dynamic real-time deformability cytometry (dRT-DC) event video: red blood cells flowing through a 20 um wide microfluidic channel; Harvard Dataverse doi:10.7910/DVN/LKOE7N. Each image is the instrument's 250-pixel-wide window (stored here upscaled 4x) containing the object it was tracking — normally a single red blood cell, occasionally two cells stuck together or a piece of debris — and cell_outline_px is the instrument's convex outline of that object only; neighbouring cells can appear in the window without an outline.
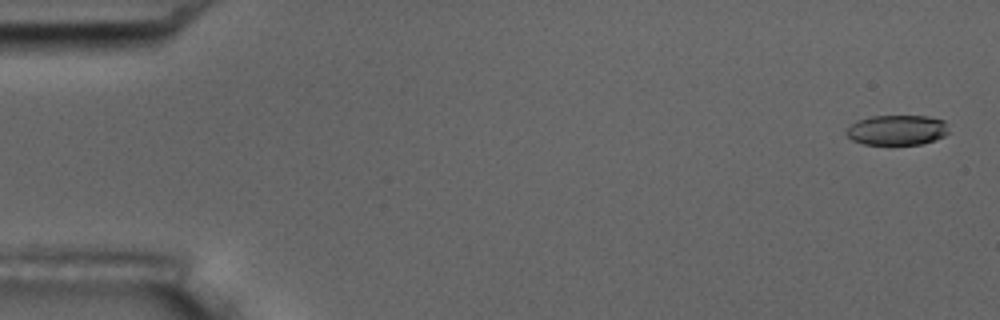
{"species": "common noctule bat (a hibernating species)", "species_latin": "Nyctalus noctula", "temperature_condition": "room temperature", "stored_images_in_passage": 6, "camera_frame_rate_fps": 3000, "um_per_image_px": 0.085, "animal": {"sex": "male", "body_mass_g": 17.5, "forearm_length_mm": 52.3}, "frame": {"image": 1, "passage_image": 1, "time_ms": 0.0, "image_size_px": [1000, 320], "cell_outline_px": [[948, 132], [944, 136], [920, 144], [864, 144], [852, 140], [844, 132], [852, 124], [860, 120], [872, 116], [928, 116], [944, 120]], "centroid_in_image_um": [76.24, 11.05], "position_along_channel_um": 8.8, "area_um2": 17.69}}
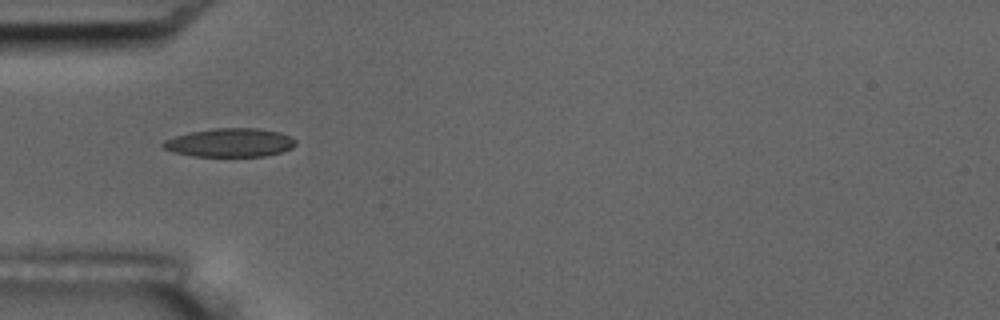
{"frame": {"image": 2, "passage_image": 5, "time_ms": 5.333, "image_size_px": [1000, 320], "cell_outline_px": [[296, 144], [292, 148], [280, 152], [264, 156], [192, 156], [172, 152], [164, 148], [160, 144], [164, 140], [176, 136], [192, 132], [212, 128], [256, 128], [280, 132], [292, 136], [296, 140]], "centroid_in_image_um": [19.56, 12.12], "position_along_channel_um": 65.4, "area_um2": 22.14}}